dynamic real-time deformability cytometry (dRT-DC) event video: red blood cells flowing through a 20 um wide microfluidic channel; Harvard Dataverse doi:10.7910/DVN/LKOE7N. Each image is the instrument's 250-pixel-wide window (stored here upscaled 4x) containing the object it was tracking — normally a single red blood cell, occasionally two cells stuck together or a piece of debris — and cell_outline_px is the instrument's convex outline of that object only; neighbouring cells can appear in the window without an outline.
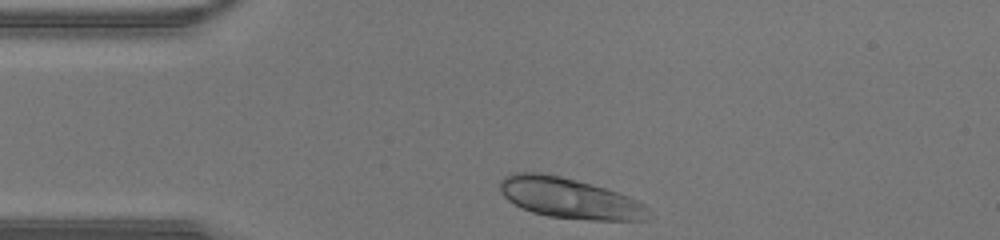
{"species": "human", "species_latin": "Homo sapiens", "temperature_condition": "warm", "stored_images_in_passage": 27, "camera_frame_rate_fps": 3000, "um_per_image_px": 0.085, "donor": {"sex": "male"}, "frame": {"image": 1, "passage_image": 1, "time_ms": 0.0, "image_size_px": [1000, 240], "cell_outline_px": [[648, 220], [588, 220], [548, 216], [532, 212], [508, 200], [500, 192], [500, 180], [504, 176], [512, 172], [540, 172], [560, 176], [576, 180], [604, 188], [628, 196], [644, 204], [648, 208]], "centroid_in_image_um": [48.38, 16.84], "position_along_channel_um": 36.6, "area_um2": 34.85}}
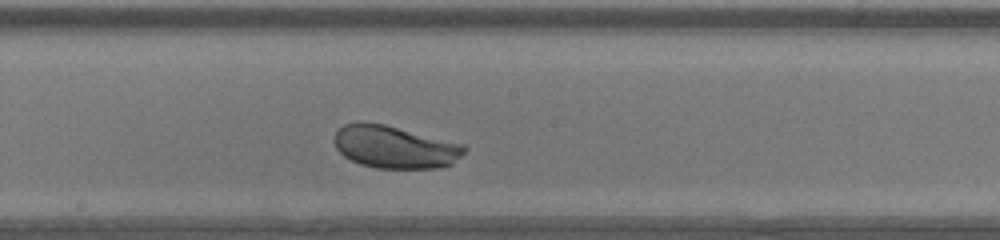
{"frame": {"image": 2, "passage_image": 15, "time_ms": 4.667, "image_size_px": [1000, 240], "cell_outline_px": [[468, 148], [452, 164], [440, 168], [376, 168], [360, 164], [344, 156], [336, 148], [332, 140], [336, 132], [344, 124], [384, 124], [464, 144]], "centroid_in_image_um": [33.58, 12.52], "position_along_channel_um": 214.6, "area_um2": 31.91}}
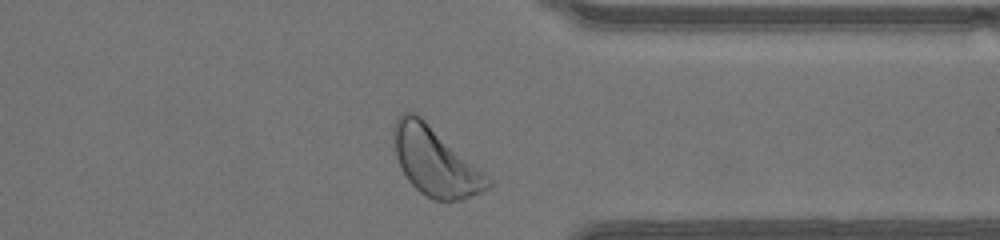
{"frame": {"image": 3, "passage_image": 26, "time_ms": 8.333, "image_size_px": [1000, 240], "cell_outline_px": [[492, 184], [488, 188], [480, 192], [460, 200], [432, 200], [420, 192], [408, 180], [396, 156], [392, 136], [392, 128], [396, 120], [404, 112], [416, 112], [484, 172], [492, 180]], "centroid_in_image_um": [36.97, 13.72], "position_along_channel_um": 374.4, "area_um2": 37.11}}